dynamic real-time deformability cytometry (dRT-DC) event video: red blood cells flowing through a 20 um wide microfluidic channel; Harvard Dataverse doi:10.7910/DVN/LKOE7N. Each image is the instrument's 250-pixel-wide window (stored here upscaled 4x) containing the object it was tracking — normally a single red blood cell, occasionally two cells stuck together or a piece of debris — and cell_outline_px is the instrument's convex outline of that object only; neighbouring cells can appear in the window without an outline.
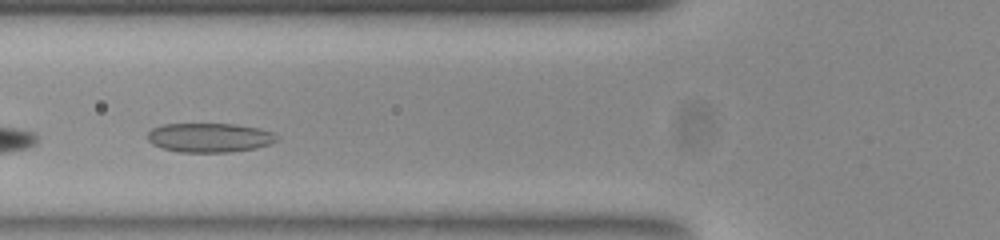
{"species": "common noctule bat (a hibernating species)", "species_latin": "Nyctalus noctula", "temperature_condition": "room temperature", "stored_images_in_passage": 30, "camera_frame_rate_fps": 3000, "um_per_image_px": 0.085, "animal": {"sex": "female", "body_mass_g": 23.0, "forearm_length_mm": 53.4}, "frame": {"image": 1, "passage_image": 9, "time_ms": 2.667, "image_size_px": [1000, 240], "cell_outline_px": [[276, 140], [268, 144], [256, 148], [228, 152], [180, 152], [164, 148], [152, 144], [148, 140], [148, 132], [152, 128], [164, 124], [232, 124], [256, 128], [272, 132], [276, 136]], "centroid_in_image_um": [17.76, 11.7], "position_along_channel_um": 108.0, "area_um2": 21.68}}
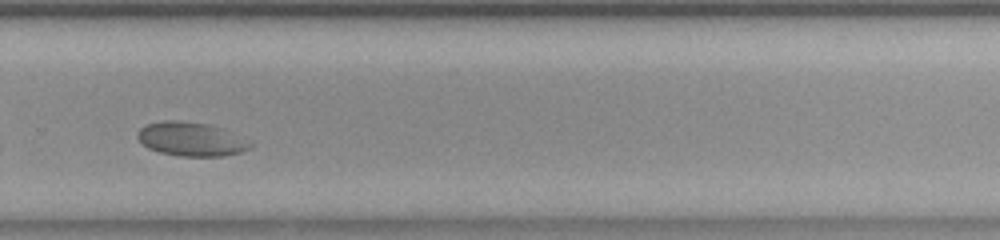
{"frame": {"image": 2, "passage_image": 26, "time_ms": 8.333, "image_size_px": [1000, 240], "cell_outline_px": [[252, 148], [244, 152], [224, 156], [180, 156], [160, 152], [148, 148], [136, 136], [136, 132], [140, 128], [148, 124], [164, 120], [176, 120], [208, 124], [220, 128], [252, 144]], "centroid_in_image_um": [16.21, 11.84], "position_along_channel_um": 313.6, "area_um2": 21.96}}